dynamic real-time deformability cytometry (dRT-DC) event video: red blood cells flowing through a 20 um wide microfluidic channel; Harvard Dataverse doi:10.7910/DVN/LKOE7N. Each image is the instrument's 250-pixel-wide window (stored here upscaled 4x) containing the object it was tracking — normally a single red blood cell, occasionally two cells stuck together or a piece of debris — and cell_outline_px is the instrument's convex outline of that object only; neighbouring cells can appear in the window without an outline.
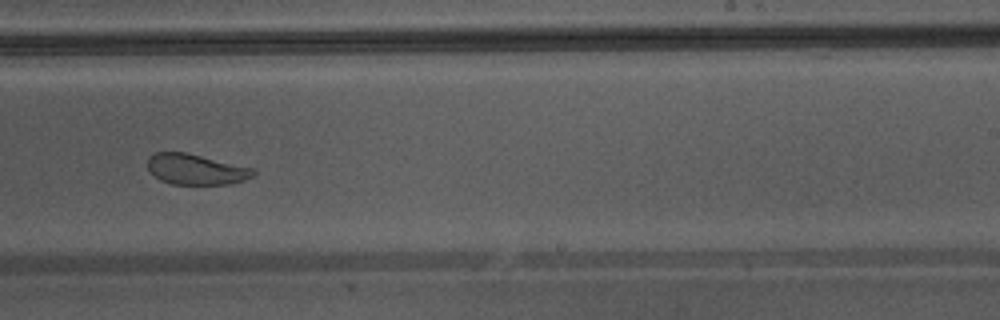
{"species": "Egyptian fruit bat (a non-hibernating species)", "species_latin": "Rousettus aegyptiacus", "temperature_condition": "warm", "stored_images_in_passage": 41, "camera_frame_rate_fps": 3000, "um_per_image_px": 0.085, "animal": {"sex": "male"}, "frame": {"image": 1, "passage_image": 24, "time_ms": 7.667, "image_size_px": [1000, 320], "cell_outline_px": [[256, 172], [252, 176], [244, 180], [232, 184], [172, 184], [160, 180], [148, 168], [148, 156], [156, 152], [184, 152], [256, 168]], "centroid_in_image_um": [16.69, 14.39], "position_along_channel_um": 272.3, "area_um2": 18.84}, "authors_computed_cell_mechanics": {"area_um2": 23.7558, "velocity_mm_per_s": 4.3445, "shape_relaxation_time_tau1_ms": 4.4067, "shape_relaxation_time_tau2_ms": 1.7301, "deformation_change_tau1": 0.0997, "deformation_change_tau2": 0.074}}